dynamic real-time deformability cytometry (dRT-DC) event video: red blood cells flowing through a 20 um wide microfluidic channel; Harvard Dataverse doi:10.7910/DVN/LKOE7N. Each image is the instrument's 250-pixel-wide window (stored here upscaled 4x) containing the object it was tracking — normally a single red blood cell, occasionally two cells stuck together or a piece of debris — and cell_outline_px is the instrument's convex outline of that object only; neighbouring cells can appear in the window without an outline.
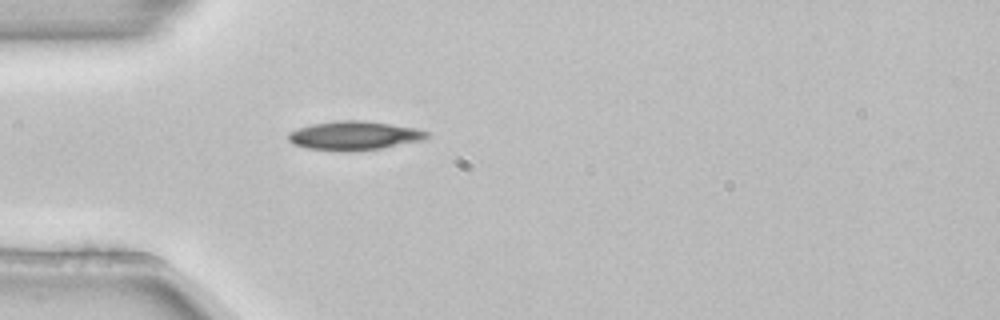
{"species": "common noctule bat (a hibernating species)", "species_latin": "Nyctalus noctula", "temperature_condition": "room temperature", "stored_images_in_passage": 3, "camera_frame_rate_fps": 3000, "um_per_image_px": 0.085, "animal": {"sex": "female", "body_mass_g": 22.7, "forearm_length_mm": 54.2}, "frame": {"image": 1, "passage_image": 3, "time_ms": 0.667, "image_size_px": [1000, 320], "cell_outline_px": [[432, 136], [424, 140], [380, 148], [308, 148], [292, 144], [288, 140], [288, 132], [296, 128], [312, 124], [336, 120], [364, 120], [416, 128], [428, 132]], "centroid_in_image_um": [30.13, 11.47], "position_along_channel_um": 54.9, "area_um2": 22.48}}